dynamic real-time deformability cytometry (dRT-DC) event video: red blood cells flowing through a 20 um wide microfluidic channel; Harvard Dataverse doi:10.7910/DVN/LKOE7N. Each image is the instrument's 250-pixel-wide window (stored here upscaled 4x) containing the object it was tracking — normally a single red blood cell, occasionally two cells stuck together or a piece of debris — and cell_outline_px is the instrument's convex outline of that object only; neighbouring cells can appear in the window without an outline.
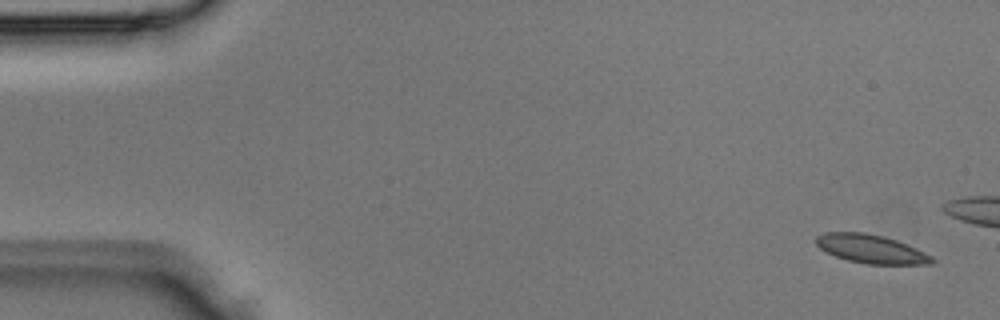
{"species": "Egyptian fruit bat (a non-hibernating species)", "species_latin": "Rousettus aegyptiacus", "temperature_condition": "room temperature", "stored_images_in_passage": 3, "camera_frame_rate_fps": 3000, "um_per_image_px": 0.085, "animal": {"sex": "male"}, "frame": {"image": 1, "passage_image": 1, "time_ms": 0.0, "image_size_px": [1000, 320], "cell_outline_px": [[936, 260], [932, 264], [864, 264], [848, 260], [836, 256], [820, 248], [816, 244], [816, 236], [824, 232], [864, 232], [884, 236], [896, 240], [916, 248], [932, 256]], "centroid_in_image_um": [74.05, 21.16], "position_along_channel_um": 11.0, "area_um2": 19.31}}